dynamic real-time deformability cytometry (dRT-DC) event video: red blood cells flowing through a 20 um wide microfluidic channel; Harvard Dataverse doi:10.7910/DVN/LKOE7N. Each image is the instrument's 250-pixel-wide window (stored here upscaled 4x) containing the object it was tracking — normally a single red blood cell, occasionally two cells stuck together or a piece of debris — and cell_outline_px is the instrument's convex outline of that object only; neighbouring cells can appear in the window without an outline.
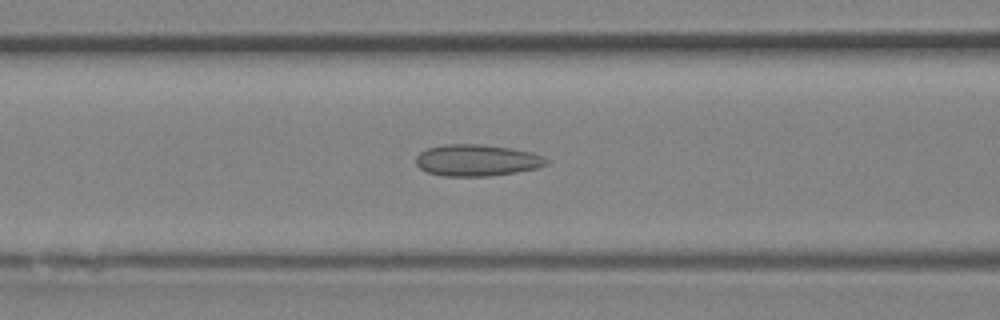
{"species": "Egyptian fruit bat (a non-hibernating species)", "species_latin": "Rousettus aegyptiacus", "temperature_condition": "room temperature", "stored_images_in_passage": 34, "camera_frame_rate_fps": 3000, "um_per_image_px": 0.085, "animal": {"sex": "female"}, "frame": {"image": 1, "passage_image": 13, "time_ms": 4.0, "image_size_px": [1000, 320], "cell_outline_px": [[548, 164], [536, 168], [516, 172], [492, 176], [444, 176], [428, 172], [420, 168], [416, 164], [416, 156], [420, 152], [428, 148], [444, 144], [480, 144], [508, 148], [532, 152], [544, 156], [548, 160]], "centroid_in_image_um": [40.53, 13.62], "position_along_channel_um": 126.1, "area_um2": 23.99}}
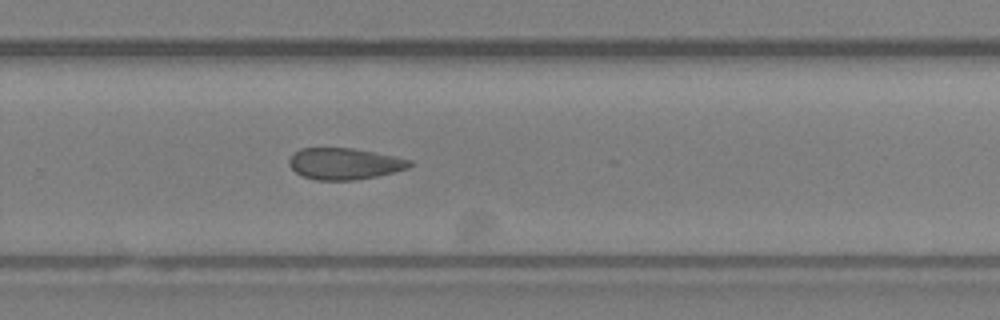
{"frame": {"image": 2, "passage_image": 22, "time_ms": 7.0, "image_size_px": [1000, 320], "cell_outline_px": [[412, 164], [408, 168], [376, 176], [352, 180], [316, 180], [304, 176], [296, 172], [288, 164], [288, 160], [292, 152], [300, 148], [352, 148], [412, 160]], "centroid_in_image_um": [29.22, 13.91], "position_along_channel_um": 300.6, "area_um2": 21.91}}
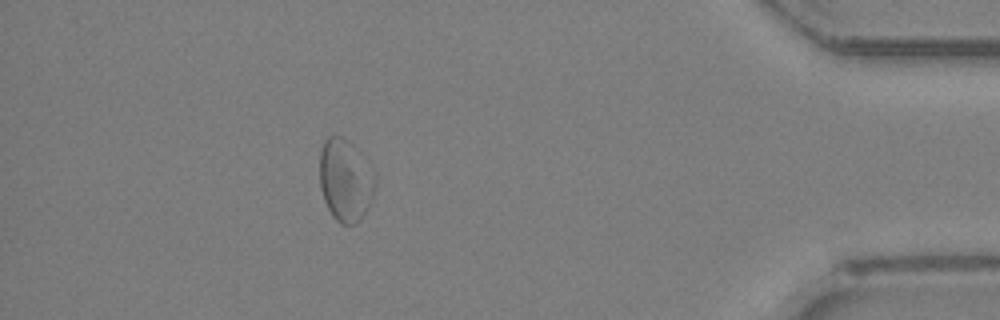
{"frame": {"image": 3, "passage_image": 30, "time_ms": 9.667, "image_size_px": [1000, 320], "cell_outline_px": [[376, 188], [360, 220], [352, 224], [340, 224], [332, 216], [324, 200], [320, 184], [320, 148], [324, 140], [328, 136], [340, 136], [348, 140], [356, 148], [376, 172]], "centroid_in_image_um": [29.36, 15.29], "position_along_channel_um": 405.8, "area_um2": 26.76}}